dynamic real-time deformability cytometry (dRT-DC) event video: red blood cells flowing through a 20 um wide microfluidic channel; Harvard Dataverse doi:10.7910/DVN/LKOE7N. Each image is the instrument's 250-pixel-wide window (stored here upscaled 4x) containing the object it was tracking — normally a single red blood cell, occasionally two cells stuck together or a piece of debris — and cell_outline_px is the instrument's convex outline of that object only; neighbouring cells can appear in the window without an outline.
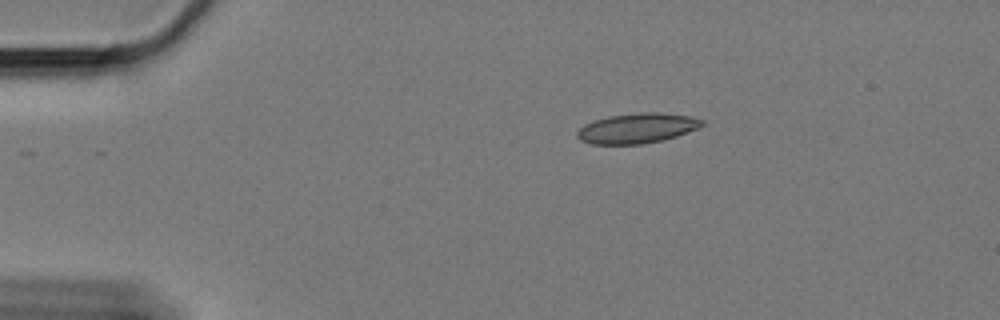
{"species": "Egyptian fruit bat (a non-hibernating species)", "species_latin": "Rousettus aegyptiacus", "temperature_condition": "cold", "stored_images_in_passage": 43, "camera_frame_rate_fps": 3000, "um_per_image_px": 0.085, "animal": {"sex": "female"}, "frame": {"image": 1, "passage_image": 1, "time_ms": 0.0, "image_size_px": [1000, 320], "cell_outline_px": [[704, 124], [696, 128], [676, 136], [664, 140], [640, 144], [592, 144], [580, 140], [576, 136], [576, 132], [584, 124], [608, 116], [640, 112], [656, 112], [688, 116], [704, 120]], "centroid_in_image_um": [54.12, 10.9], "position_along_channel_um": 30.9, "area_um2": 21.68}}
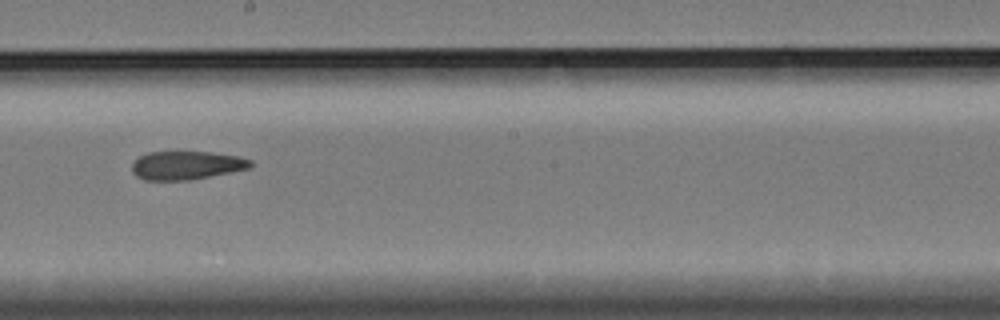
{"frame": {"image": 2, "passage_image": 24, "time_ms": 7.667, "image_size_px": [1000, 320], "cell_outline_px": [[252, 164], [248, 168], [188, 180], [144, 180], [136, 176], [132, 172], [132, 164], [140, 156], [148, 152], [212, 152], [240, 156], [252, 160]], "centroid_in_image_um": [15.83, 14.04], "position_along_channel_um": 232.4, "area_um2": 19.48}}
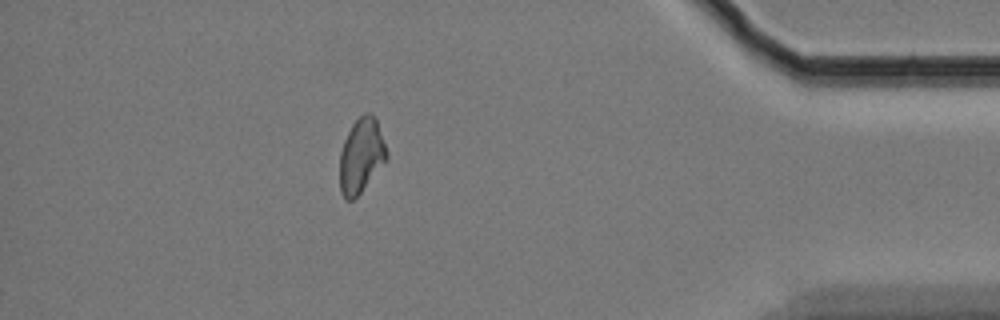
{"frame": {"image": 3, "passage_image": 43, "time_ms": 14.0, "image_size_px": [1000, 320], "cell_outline_px": [[388, 156], [360, 192], [352, 200], [344, 200], [340, 192], [340, 152], [344, 140], [352, 124], [364, 112], [368, 112], [376, 116], [388, 152]], "centroid_in_image_um": [30.69, 13.19], "position_along_channel_um": 404.5, "area_um2": 20.23}, "authors_computed_cell_mechanics": {"area_um2": 20.8658, "velocity_mm_per_s": 3.3466, "shape_relaxation_time_tau1_ms": null, "shape_relaxation_time_tau2_ms": 5.3136, "deformation_change_tau1": null, "deformation_change_tau2": 0.1212}}